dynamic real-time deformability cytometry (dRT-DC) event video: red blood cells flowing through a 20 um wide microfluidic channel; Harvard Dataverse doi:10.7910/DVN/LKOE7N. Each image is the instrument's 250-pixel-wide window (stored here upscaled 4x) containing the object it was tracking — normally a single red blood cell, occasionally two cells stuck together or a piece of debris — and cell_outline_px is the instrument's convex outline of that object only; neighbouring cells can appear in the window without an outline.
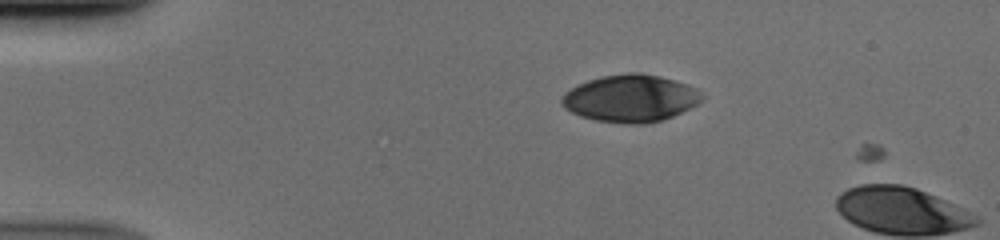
{"species": "human", "species_latin": "Homo sapiens", "temperature_condition": "cold", "stored_images_in_passage": 3, "camera_frame_rate_fps": 3000, "um_per_image_px": 0.085, "donor": {"sex": "male"}, "frame": {"image": 1, "passage_image": 2, "time_ms": 0.333, "image_size_px": [1000, 240], "cell_outline_px": [[704, 100], [672, 116], [648, 124], [624, 124], [596, 120], [580, 116], [564, 108], [560, 104], [560, 96], [564, 92], [588, 80], [600, 76], [628, 72], [640, 72], [660, 76], [688, 84], [696, 88], [704, 96]], "centroid_in_image_um": [53.57, 8.35], "position_along_channel_um": 31.4, "area_um2": 38.84}}